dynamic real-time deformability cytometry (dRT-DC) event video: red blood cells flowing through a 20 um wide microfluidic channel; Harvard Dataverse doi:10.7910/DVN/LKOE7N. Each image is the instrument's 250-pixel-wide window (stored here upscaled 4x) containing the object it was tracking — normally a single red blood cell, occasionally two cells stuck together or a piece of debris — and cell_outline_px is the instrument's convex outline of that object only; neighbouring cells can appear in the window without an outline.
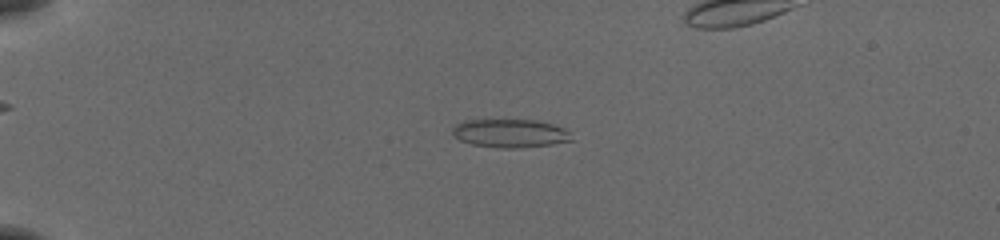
{"species": "common noctule bat (a hibernating species)", "species_latin": "Nyctalus noctula", "temperature_condition": "cold", "stored_images_in_passage": 51, "camera_frame_rate_fps": 3000, "um_per_image_px": 0.085, "animal": {"sex": "female", "body_mass_g": 19.5, "forearm_length_mm": 54.1}, "frame": {"image": 1, "passage_image": 14, "time_ms": 4.333, "image_size_px": [1000, 240], "cell_outline_px": [[572, 140], [552, 144], [520, 148], [504, 148], [472, 144], [460, 140], [452, 136], [452, 128], [456, 124], [464, 120], [536, 120], [552, 124], [564, 128], [568, 132]], "centroid_in_image_um": [43.32, 11.33], "position_along_channel_um": 41.7, "area_um2": 19.59}}
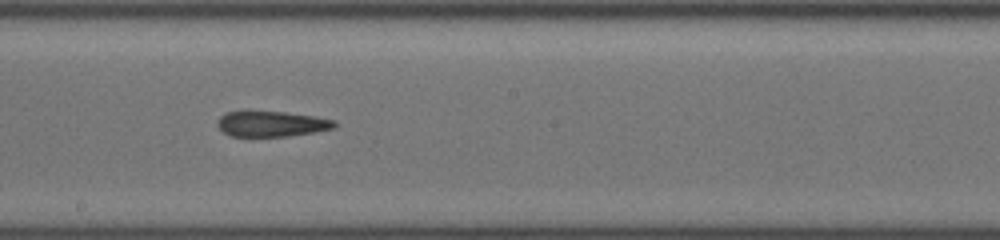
{"frame": {"image": 2, "passage_image": 32, "time_ms": 10.333, "image_size_px": [1000, 240], "cell_outline_px": [[336, 128], [316, 132], [288, 136], [232, 136], [224, 132], [216, 124], [216, 120], [224, 112], [284, 112], [316, 116], [336, 120]], "centroid_in_image_um": [23.12, 10.53], "position_along_channel_um": 225.1, "area_um2": 17.4}}
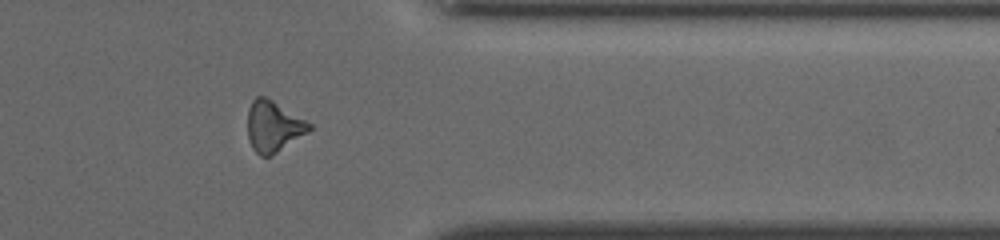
{"frame": {"image": 3, "passage_image": 45, "time_ms": 14.667, "image_size_px": [1000, 240], "cell_outline_px": [[312, 128], [308, 132], [276, 152], [268, 156], [260, 156], [252, 148], [248, 140], [248, 108], [252, 100], [256, 96], [264, 96], [272, 100], [312, 124]], "centroid_in_image_um": [23.21, 10.73], "position_along_channel_um": 388.2, "area_um2": 18.03}}